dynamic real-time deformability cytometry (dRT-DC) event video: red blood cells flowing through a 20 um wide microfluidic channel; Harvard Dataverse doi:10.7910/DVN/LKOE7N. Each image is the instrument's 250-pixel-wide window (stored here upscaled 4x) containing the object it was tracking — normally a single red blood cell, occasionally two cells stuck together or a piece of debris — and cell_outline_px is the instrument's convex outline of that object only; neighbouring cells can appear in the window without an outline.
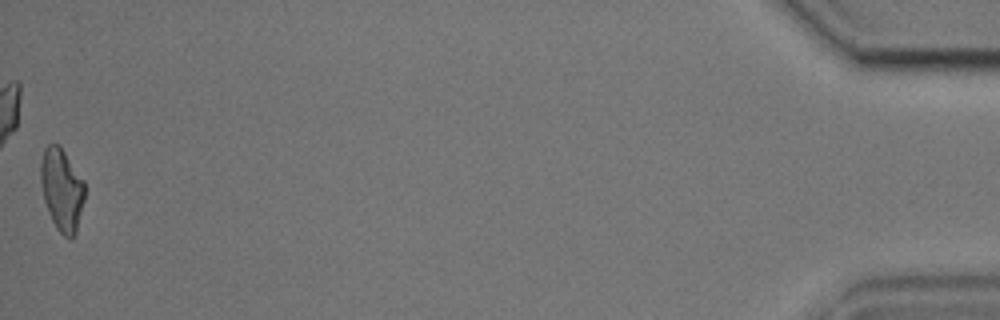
{"species": "common noctule bat (a hibernating species)", "species_latin": "Nyctalus noctula", "temperature_condition": "cold", "stored_images_in_passage": 53, "camera_frame_rate_fps": 3000, "um_per_image_px": 0.085, "animal": {"sex": "male", "body_mass_g": 17.9, "forearm_length_mm": 54.2}, "frame": {"image": 1, "passage_image": 53, "time_ms": 17.333, "image_size_px": [1000, 320], "cell_outline_px": [[84, 200], [76, 232], [72, 240], [68, 240], [56, 228], [48, 212], [44, 200], [40, 180], [40, 164], [44, 148], [48, 144], [60, 144], [84, 180]], "centroid_in_image_um": [5.25, 16.11], "position_along_channel_um": 430.0, "area_um2": 21.39}, "authors_computed_cell_mechanics": {"area_um2": 21.675, "velocity_mm_per_s": 3.6687, "shape_relaxation_time_tau1_ms": 2.8374, "shape_relaxation_time_tau2_ms": 3.7529, "deformation_change_tau1": 0.1443, "deformation_change_tau2": 0.1322}}